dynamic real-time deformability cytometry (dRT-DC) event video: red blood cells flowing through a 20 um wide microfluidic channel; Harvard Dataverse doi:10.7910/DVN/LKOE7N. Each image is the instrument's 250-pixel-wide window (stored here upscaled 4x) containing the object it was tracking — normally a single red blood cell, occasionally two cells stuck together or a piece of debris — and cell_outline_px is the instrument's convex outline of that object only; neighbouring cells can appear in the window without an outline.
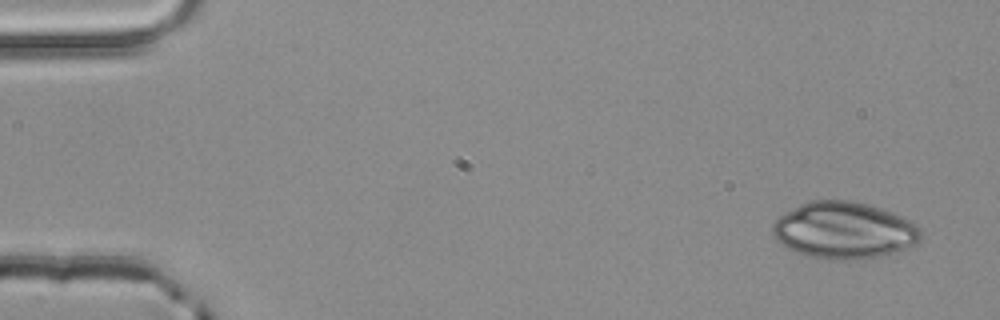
{"species": "common noctule bat (a hibernating species)", "species_latin": "Nyctalus noctula", "temperature_condition": "room temperature", "stored_images_in_passage": 5, "segment_of_instrument_passage": [2, 2], "camera_frame_rate_fps": 3000, "um_per_image_px": 0.085, "animal": {"sex": "male", "body_mass_g": 20.4}, "frame": {"image": 1, "passage_image": 5, "time_ms": 1.333, "image_size_px": [1000, 320], "cell_outline_px": [[920, 240], [916, 244], [908, 248], [896, 252], [880, 256], [856, 260], [824, 260], [804, 256], [788, 248], [776, 240], [772, 232], [772, 224], [784, 212], [808, 200], [848, 200], [868, 204], [904, 216], [916, 224], [920, 228]], "centroid_in_image_um": [71.74, 19.59], "position_along_channel_um": 13.3, "area_um2": 49.65}}